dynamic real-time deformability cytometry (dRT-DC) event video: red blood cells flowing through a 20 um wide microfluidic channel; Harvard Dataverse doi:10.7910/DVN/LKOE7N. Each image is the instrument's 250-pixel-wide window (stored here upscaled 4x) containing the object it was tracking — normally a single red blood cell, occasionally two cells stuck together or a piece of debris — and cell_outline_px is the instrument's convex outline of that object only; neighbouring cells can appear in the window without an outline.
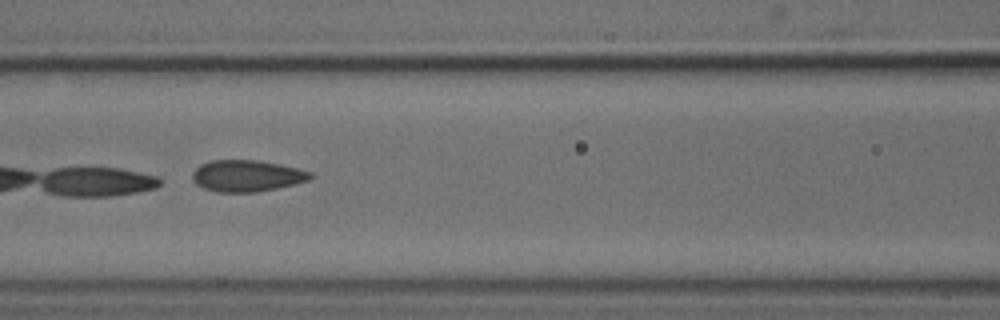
{"species": "common noctule bat (a hibernating species)", "species_latin": "Nyctalus noctula", "temperature_condition": "cold", "stored_images_in_passage": 6, "camera_frame_rate_fps": 3000, "um_per_image_px": 0.085, "animal": {"sex": "male", "body_mass_g": 18.8}, "frame": {"image": 1, "passage_image": 5, "time_ms": 4.667, "image_size_px": [1000, 320], "cell_outline_px": [[312, 180], [276, 188], [256, 192], [216, 192], [204, 188], [196, 184], [192, 180], [192, 172], [200, 164], [208, 160], [256, 160], [296, 168], [312, 172]], "centroid_in_image_um": [20.95, 14.95], "position_along_channel_um": 145.7, "area_um2": 21.68}}
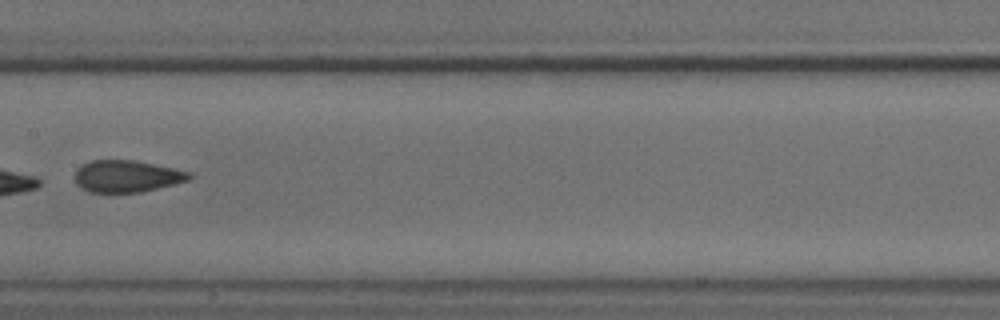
{"frame": {"image": 2, "passage_image": 6, "time_ms": 6.0, "image_size_px": [1000, 320], "cell_outline_px": [[192, 176], [188, 180], [140, 192], [88, 192], [80, 188], [76, 184], [76, 168], [92, 160], [132, 160], [192, 172]], "centroid_in_image_um": [10.74, 14.98], "position_along_channel_um": 196.7, "area_um2": 20.98}}